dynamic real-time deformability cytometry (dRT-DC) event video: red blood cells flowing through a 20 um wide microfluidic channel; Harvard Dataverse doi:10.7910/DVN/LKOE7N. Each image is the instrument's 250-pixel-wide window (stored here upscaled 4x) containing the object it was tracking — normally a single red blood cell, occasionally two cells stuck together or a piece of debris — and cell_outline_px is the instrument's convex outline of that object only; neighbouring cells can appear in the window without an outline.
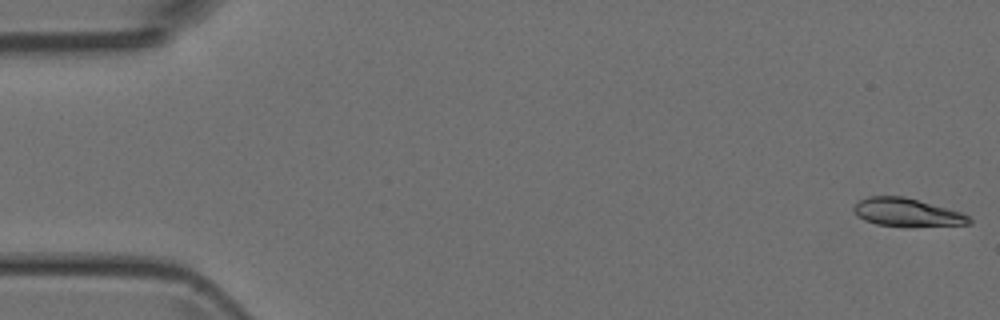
{"species": "Egyptian fruit bat (a non-hibernating species)", "species_latin": "Rousettus aegyptiacus", "temperature_condition": "room temperature", "stored_images_in_passage": 50, "camera_frame_rate_fps": 3000, "um_per_image_px": 0.085, "animal": {"sex": "female"}, "frame": {"image": 1, "passage_image": 1, "time_ms": 0.0, "image_size_px": [1000, 320], "cell_outline_px": [[972, 224], [908, 228], [876, 224], [864, 220], [856, 216], [852, 208], [860, 200], [868, 196], [904, 196], [964, 212], [972, 220]], "centroid_in_image_um": [77.13, 18.08], "position_along_channel_um": 7.9, "area_um2": 19.59}}
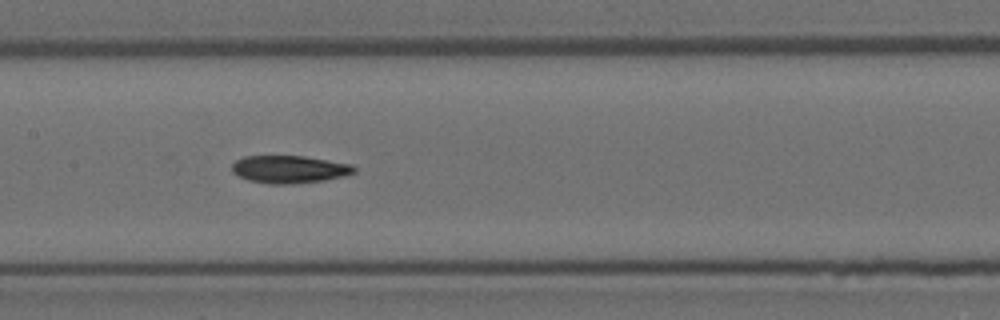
{"frame": {"image": 2, "passage_image": 24, "time_ms": 7.667, "image_size_px": [1000, 320], "cell_outline_px": [[356, 172], [344, 176], [324, 180], [292, 184], [268, 184], [248, 180], [232, 172], [232, 164], [236, 160], [244, 156], [304, 156], [352, 164], [356, 168]], "centroid_in_image_um": [24.6, 14.39], "position_along_channel_um": 182.8, "area_um2": 19.71}}
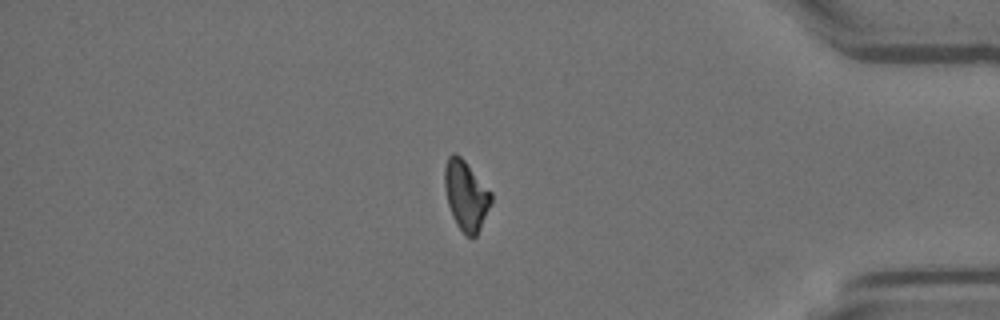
{"frame": {"image": 3, "passage_image": 42, "time_ms": 13.667, "image_size_px": [1000, 320], "cell_outline_px": [[492, 200], [480, 228], [476, 236], [472, 240], [464, 236], [456, 224], [452, 216], [448, 204], [444, 188], [444, 168], [448, 156], [452, 152], [456, 152], [464, 160], [492, 192]], "centroid_in_image_um": [39.59, 16.62], "position_along_channel_um": 395.6, "area_um2": 19.13}}